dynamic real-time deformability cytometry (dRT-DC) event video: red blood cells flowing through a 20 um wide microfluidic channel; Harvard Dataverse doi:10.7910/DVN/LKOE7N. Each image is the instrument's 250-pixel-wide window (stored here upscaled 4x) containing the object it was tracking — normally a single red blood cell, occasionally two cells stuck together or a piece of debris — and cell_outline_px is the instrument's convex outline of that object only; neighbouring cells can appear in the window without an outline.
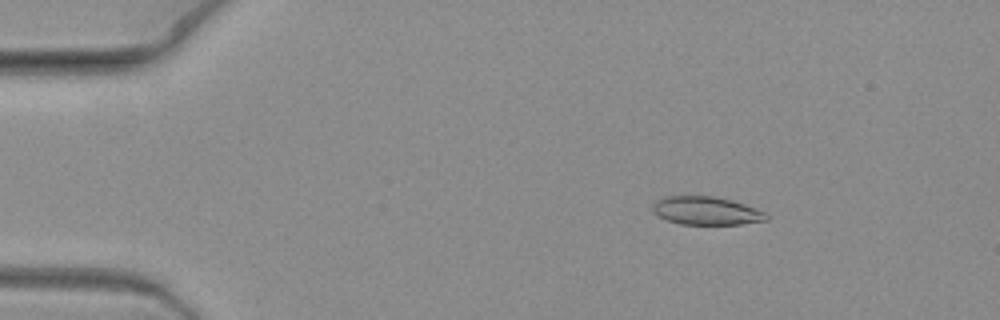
{"species": "common noctule bat (a hibernating species)", "species_latin": "Nyctalus noctula", "temperature_condition": "warm", "stored_images_in_passage": 7, "camera_frame_rate_fps": 3000, "um_per_image_px": 0.085, "animal": {"sex": "female", "body_mass_g": 19.3, "forearm_length_mm": 54.1}, "frame": {"image": 1, "passage_image": 3, "time_ms": 0.667, "image_size_px": [1000, 320], "cell_outline_px": [[768, 220], [740, 224], [680, 224], [656, 216], [652, 212], [652, 204], [656, 200], [664, 196], [712, 196], [732, 200], [756, 208], [764, 212], [768, 216]], "centroid_in_image_um": [59.99, 17.91], "position_along_channel_um": 25.0, "area_um2": 18.79}}
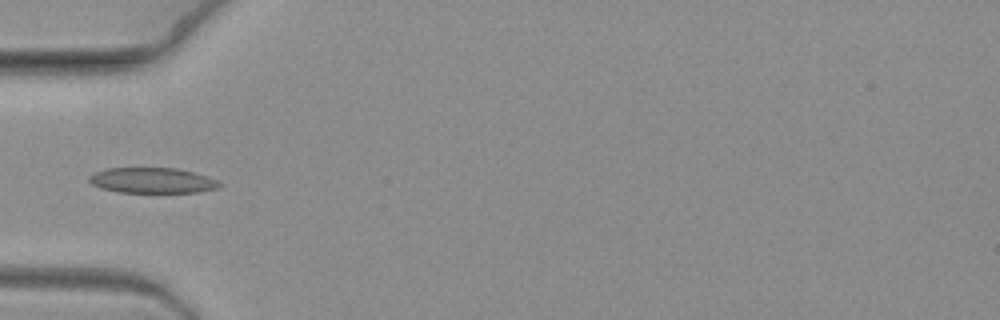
{"frame": {"image": 2, "passage_image": 6, "time_ms": 1.667, "image_size_px": [1000, 320], "cell_outline_px": [[224, 184], [220, 188], [196, 192], [120, 192], [100, 188], [92, 184], [88, 180], [88, 176], [104, 168], [176, 168], [192, 172], [216, 180]], "centroid_in_image_um": [12.92, 15.34], "position_along_channel_um": 72.1, "area_um2": 19.25}}